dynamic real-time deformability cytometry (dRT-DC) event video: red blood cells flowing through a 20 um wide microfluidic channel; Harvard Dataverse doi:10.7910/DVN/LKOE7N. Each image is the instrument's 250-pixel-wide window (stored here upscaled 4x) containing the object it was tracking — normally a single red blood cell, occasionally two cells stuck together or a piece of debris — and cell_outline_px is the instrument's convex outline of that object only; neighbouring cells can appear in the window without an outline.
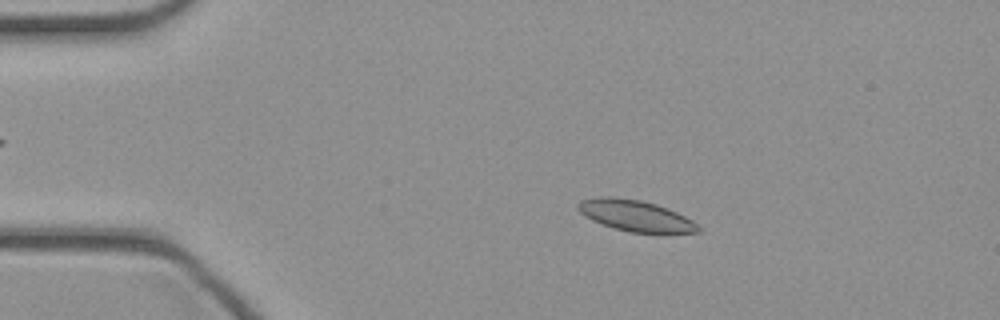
{"species": "common noctule bat (a hibernating species)", "species_latin": "Nyctalus noctula", "temperature_condition": "cold", "stored_images_in_passage": 39, "camera_frame_rate_fps": 3000, "um_per_image_px": 0.085, "animal": {"sex": "female", "body_mass_g": 21.9}, "frame": {"image": 1, "passage_image": 2, "time_ms": 0.333, "image_size_px": [1000, 320], "cell_outline_px": [[700, 232], [628, 232], [592, 220], [584, 216], [576, 208], [576, 204], [580, 200], [600, 196], [612, 196], [640, 200], [656, 204], [668, 208], [692, 220], [700, 228]], "centroid_in_image_um": [53.96, 18.31], "position_along_channel_um": 31.0, "area_um2": 21.56}}
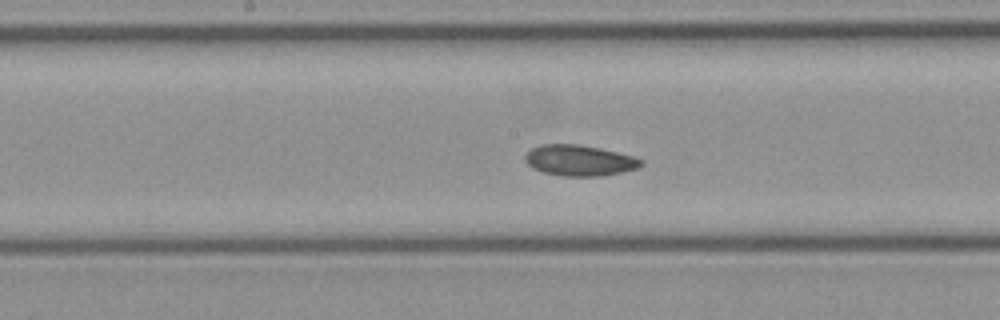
{"frame": {"image": 2, "passage_image": 17, "time_ms": 5.333, "image_size_px": [1000, 320], "cell_outline_px": [[644, 164], [640, 168], [600, 176], [564, 176], [544, 172], [532, 168], [524, 160], [524, 156], [532, 148], [540, 144], [576, 144], [600, 148], [632, 156], [644, 160]], "centroid_in_image_um": [49.26, 13.63], "position_along_channel_um": 198.9, "area_um2": 20.81}}
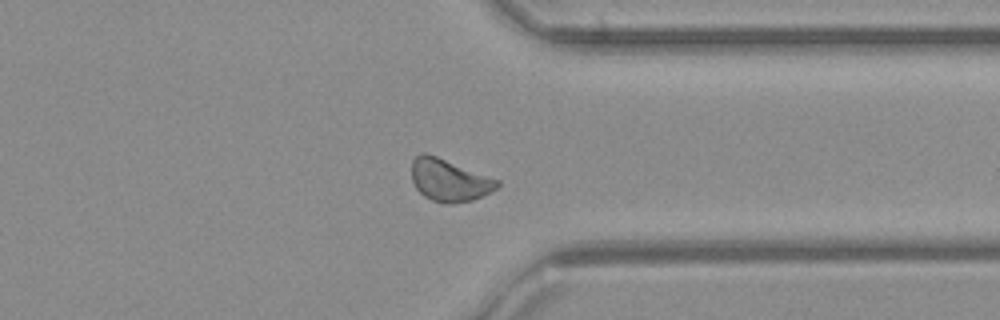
{"frame": {"image": 3, "passage_image": 29, "time_ms": 9.333, "image_size_px": [1000, 320], "cell_outline_px": [[500, 184], [496, 188], [472, 200], [452, 204], [444, 204], [432, 200], [424, 196], [416, 188], [412, 180], [412, 160], [420, 152], [424, 152], [436, 156], [500, 180]], "centroid_in_image_um": [38.16, 15.31], "position_along_channel_um": 373.2, "area_um2": 20.92}}